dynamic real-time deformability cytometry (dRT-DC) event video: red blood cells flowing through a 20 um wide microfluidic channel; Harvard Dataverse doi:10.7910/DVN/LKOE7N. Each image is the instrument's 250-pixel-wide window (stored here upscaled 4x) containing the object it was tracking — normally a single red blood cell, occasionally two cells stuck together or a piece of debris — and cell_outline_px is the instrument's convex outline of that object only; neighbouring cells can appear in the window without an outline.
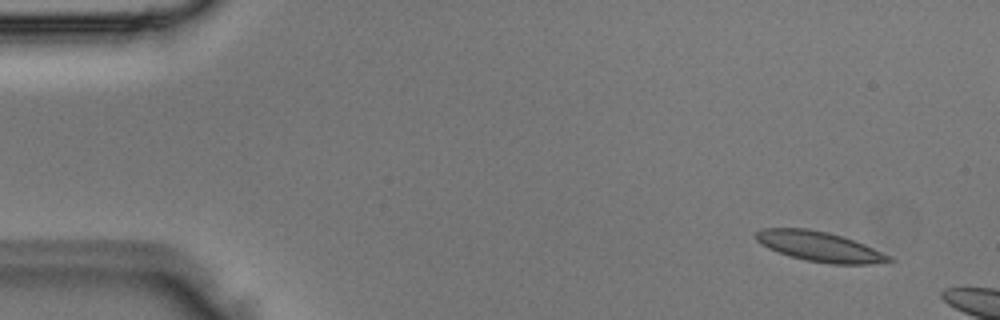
{"species": "Egyptian fruit bat (a non-hibernating species)", "species_latin": "Rousettus aegyptiacus", "temperature_condition": "room temperature", "stored_images_in_passage": 2, "camera_frame_rate_fps": 3000, "um_per_image_px": 0.085, "animal": {"sex": "male"}, "frame": {"image": 1, "passage_image": 1, "time_ms": 0.0, "image_size_px": [1000, 320], "cell_outline_px": [[896, 260], [868, 264], [832, 264], [804, 260], [788, 256], [768, 248], [756, 240], [756, 232], [760, 228], [808, 228], [828, 232], [864, 244], [892, 256]], "centroid_in_image_um": [69.65, 20.96], "position_along_channel_um": 15.4, "area_um2": 23.18}}